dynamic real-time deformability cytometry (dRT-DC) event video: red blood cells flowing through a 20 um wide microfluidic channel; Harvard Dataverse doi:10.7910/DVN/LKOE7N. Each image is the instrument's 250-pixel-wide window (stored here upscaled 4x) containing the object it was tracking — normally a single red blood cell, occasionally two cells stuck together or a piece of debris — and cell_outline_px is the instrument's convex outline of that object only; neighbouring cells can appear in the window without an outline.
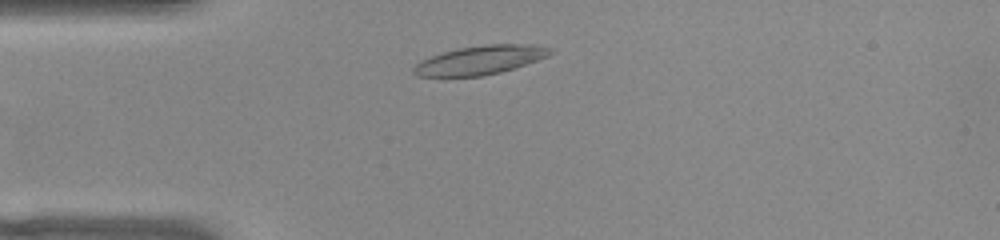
{"species": "common noctule bat (a hibernating species)", "species_latin": "Nyctalus noctula", "temperature_condition": "warm", "stored_images_in_passage": 41, "camera_frame_rate_fps": 3000, "um_per_image_px": 0.085, "animal": {"sex": "female", "body_mass_g": 22.0, "forearm_length_mm": 56.7}, "frame": {"image": 1, "passage_image": 3, "time_ms": 0.667, "image_size_px": [1000, 240], "cell_outline_px": [[556, 52], [548, 56], [500, 72], [480, 76], [416, 76], [412, 72], [412, 68], [420, 60], [444, 52], [460, 48], [488, 44], [528, 44], [552, 48]], "centroid_in_image_um": [40.81, 5.1], "position_along_channel_um": 44.2, "area_um2": 22.66}}
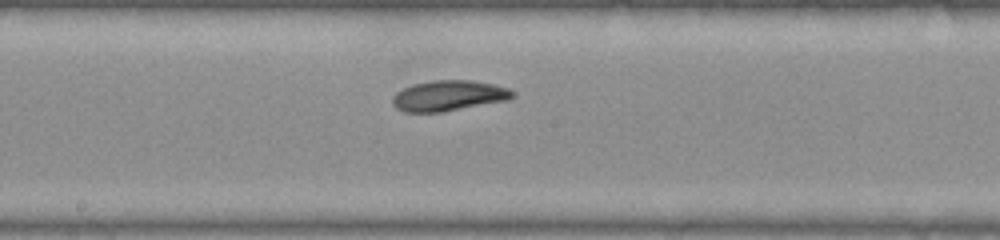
{"frame": {"image": 2, "passage_image": 17, "time_ms": 5.333, "image_size_px": [1000, 240], "cell_outline_px": [[512, 96], [508, 100], [440, 112], [404, 112], [396, 108], [392, 104], [392, 96], [396, 92], [412, 84], [432, 80], [472, 80], [492, 84], [508, 88], [512, 92]], "centroid_in_image_um": [38.07, 8.13], "position_along_channel_um": 210.1, "area_um2": 21.21}}
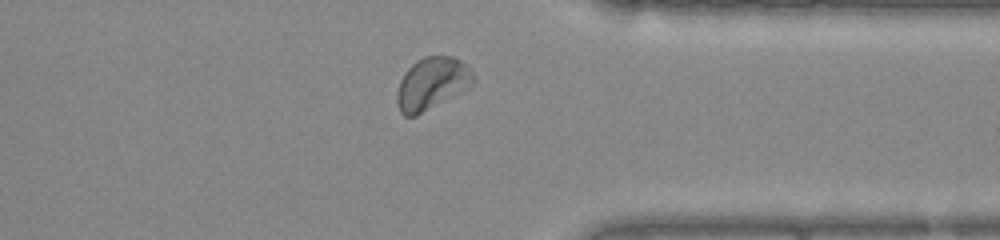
{"frame": {"image": 3, "passage_image": 30, "time_ms": 9.667, "image_size_px": [1000, 240], "cell_outline_px": [[472, 84], [468, 88], [416, 116], [404, 116], [400, 112], [396, 100], [396, 96], [400, 80], [408, 68], [416, 60], [424, 56], [452, 56], [468, 64], [472, 68]], "centroid_in_image_um": [36.7, 7.09], "position_along_channel_um": 374.7, "area_um2": 23.18}, "authors_computed_cell_mechanics": {"area_um2": 21.675, "velocity_mm_per_s": 3.9316, "shape_relaxation_time_tau1_ms": 2.1546, "shape_relaxation_time_tau2_ms": 8.1587, "deformation_change_tau1": 0.1204, "deformation_change_tau2": 0.1405}}